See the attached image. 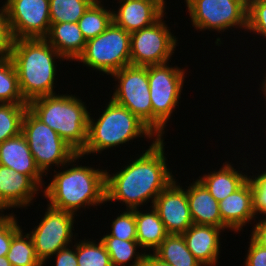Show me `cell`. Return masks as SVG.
Instances as JSON below:
<instances>
[{"mask_svg": "<svg viewBox=\"0 0 266 266\" xmlns=\"http://www.w3.org/2000/svg\"><path fill=\"white\" fill-rule=\"evenodd\" d=\"M164 144V138L153 141L115 174L106 169V203L119 201L126 210H135L151 200L153 206L156 197L175 179L167 167Z\"/></svg>", "mask_w": 266, "mask_h": 266, "instance_id": "obj_1", "label": "cell"}, {"mask_svg": "<svg viewBox=\"0 0 266 266\" xmlns=\"http://www.w3.org/2000/svg\"><path fill=\"white\" fill-rule=\"evenodd\" d=\"M81 157L77 154L59 171L54 170L53 179L50 178V183L41 190L48 199V206L76 216L81 208L101 206L106 202V169L78 165L76 161Z\"/></svg>", "mask_w": 266, "mask_h": 266, "instance_id": "obj_2", "label": "cell"}, {"mask_svg": "<svg viewBox=\"0 0 266 266\" xmlns=\"http://www.w3.org/2000/svg\"><path fill=\"white\" fill-rule=\"evenodd\" d=\"M11 59L18 74L21 93L27 102L41 96L57 94L54 91V81L58 79L55 77L56 59H65L45 38L14 40Z\"/></svg>", "mask_w": 266, "mask_h": 266, "instance_id": "obj_3", "label": "cell"}, {"mask_svg": "<svg viewBox=\"0 0 266 266\" xmlns=\"http://www.w3.org/2000/svg\"><path fill=\"white\" fill-rule=\"evenodd\" d=\"M28 109L80 154L87 143L89 116L79 96L54 94L28 102Z\"/></svg>", "mask_w": 266, "mask_h": 266, "instance_id": "obj_4", "label": "cell"}, {"mask_svg": "<svg viewBox=\"0 0 266 266\" xmlns=\"http://www.w3.org/2000/svg\"><path fill=\"white\" fill-rule=\"evenodd\" d=\"M107 103L98 119L96 118L95 120L89 116L87 143L80 153L83 157L91 153L92 155H97V153H102L103 150H109V148L114 149L116 146L127 144L136 138L138 139V137L149 138V141H152V139L157 141L159 139L129 109L115 103L112 99Z\"/></svg>", "mask_w": 266, "mask_h": 266, "instance_id": "obj_5", "label": "cell"}, {"mask_svg": "<svg viewBox=\"0 0 266 266\" xmlns=\"http://www.w3.org/2000/svg\"><path fill=\"white\" fill-rule=\"evenodd\" d=\"M186 70L169 62L148 66L150 100L153 107V132L159 138L165 134L166 124L179 104Z\"/></svg>", "mask_w": 266, "mask_h": 266, "instance_id": "obj_6", "label": "cell"}, {"mask_svg": "<svg viewBox=\"0 0 266 266\" xmlns=\"http://www.w3.org/2000/svg\"><path fill=\"white\" fill-rule=\"evenodd\" d=\"M21 133L29 144L36 165L45 176L51 166L60 168L78 154L28 108L23 116Z\"/></svg>", "mask_w": 266, "mask_h": 266, "instance_id": "obj_7", "label": "cell"}, {"mask_svg": "<svg viewBox=\"0 0 266 266\" xmlns=\"http://www.w3.org/2000/svg\"><path fill=\"white\" fill-rule=\"evenodd\" d=\"M76 61L94 71L112 75L131 64L130 33L112 22L103 33L87 40Z\"/></svg>", "mask_w": 266, "mask_h": 266, "instance_id": "obj_8", "label": "cell"}, {"mask_svg": "<svg viewBox=\"0 0 266 266\" xmlns=\"http://www.w3.org/2000/svg\"><path fill=\"white\" fill-rule=\"evenodd\" d=\"M196 30H247V0H185Z\"/></svg>", "mask_w": 266, "mask_h": 266, "instance_id": "obj_9", "label": "cell"}, {"mask_svg": "<svg viewBox=\"0 0 266 266\" xmlns=\"http://www.w3.org/2000/svg\"><path fill=\"white\" fill-rule=\"evenodd\" d=\"M117 81L112 100L129 109L153 131L148 66L127 65L111 75Z\"/></svg>", "mask_w": 266, "mask_h": 266, "instance_id": "obj_10", "label": "cell"}, {"mask_svg": "<svg viewBox=\"0 0 266 266\" xmlns=\"http://www.w3.org/2000/svg\"><path fill=\"white\" fill-rule=\"evenodd\" d=\"M164 16L153 25L130 34L131 65L150 66L171 62L178 38L163 21Z\"/></svg>", "mask_w": 266, "mask_h": 266, "instance_id": "obj_11", "label": "cell"}, {"mask_svg": "<svg viewBox=\"0 0 266 266\" xmlns=\"http://www.w3.org/2000/svg\"><path fill=\"white\" fill-rule=\"evenodd\" d=\"M46 206V212L40 223L29 232L36 257L43 265H46V261L54 257L59 250L74 244L72 240L76 241L73 235L75 214Z\"/></svg>", "mask_w": 266, "mask_h": 266, "instance_id": "obj_12", "label": "cell"}, {"mask_svg": "<svg viewBox=\"0 0 266 266\" xmlns=\"http://www.w3.org/2000/svg\"><path fill=\"white\" fill-rule=\"evenodd\" d=\"M4 3L14 40L48 35L51 26L49 0H5Z\"/></svg>", "mask_w": 266, "mask_h": 266, "instance_id": "obj_13", "label": "cell"}, {"mask_svg": "<svg viewBox=\"0 0 266 266\" xmlns=\"http://www.w3.org/2000/svg\"><path fill=\"white\" fill-rule=\"evenodd\" d=\"M153 208L158 212L168 234H183L194 224L186 189L176 179L156 197Z\"/></svg>", "mask_w": 266, "mask_h": 266, "instance_id": "obj_14", "label": "cell"}, {"mask_svg": "<svg viewBox=\"0 0 266 266\" xmlns=\"http://www.w3.org/2000/svg\"><path fill=\"white\" fill-rule=\"evenodd\" d=\"M117 3L118 10H112L113 23L130 34L153 25L166 14L163 0H118Z\"/></svg>", "mask_w": 266, "mask_h": 266, "instance_id": "obj_15", "label": "cell"}, {"mask_svg": "<svg viewBox=\"0 0 266 266\" xmlns=\"http://www.w3.org/2000/svg\"><path fill=\"white\" fill-rule=\"evenodd\" d=\"M40 190L28 175L0 165V213L16 207L26 209Z\"/></svg>", "mask_w": 266, "mask_h": 266, "instance_id": "obj_16", "label": "cell"}, {"mask_svg": "<svg viewBox=\"0 0 266 266\" xmlns=\"http://www.w3.org/2000/svg\"><path fill=\"white\" fill-rule=\"evenodd\" d=\"M218 203L222 223L230 231L239 232L246 224L256 221L254 193L250 179Z\"/></svg>", "mask_w": 266, "mask_h": 266, "instance_id": "obj_17", "label": "cell"}, {"mask_svg": "<svg viewBox=\"0 0 266 266\" xmlns=\"http://www.w3.org/2000/svg\"><path fill=\"white\" fill-rule=\"evenodd\" d=\"M0 165L28 175L42 190L44 174L36 165L29 144L22 133L0 144ZM43 176V177H42Z\"/></svg>", "mask_w": 266, "mask_h": 266, "instance_id": "obj_18", "label": "cell"}, {"mask_svg": "<svg viewBox=\"0 0 266 266\" xmlns=\"http://www.w3.org/2000/svg\"><path fill=\"white\" fill-rule=\"evenodd\" d=\"M225 231L212 225L190 226L183 234L186 246L203 266H216L220 252V232Z\"/></svg>", "mask_w": 266, "mask_h": 266, "instance_id": "obj_19", "label": "cell"}, {"mask_svg": "<svg viewBox=\"0 0 266 266\" xmlns=\"http://www.w3.org/2000/svg\"><path fill=\"white\" fill-rule=\"evenodd\" d=\"M190 184L186 189V194L193 223L228 230L222 223L218 201L198 179Z\"/></svg>", "mask_w": 266, "mask_h": 266, "instance_id": "obj_20", "label": "cell"}, {"mask_svg": "<svg viewBox=\"0 0 266 266\" xmlns=\"http://www.w3.org/2000/svg\"><path fill=\"white\" fill-rule=\"evenodd\" d=\"M48 43L67 61H76L84 51L86 39L78 23H51Z\"/></svg>", "mask_w": 266, "mask_h": 266, "instance_id": "obj_21", "label": "cell"}, {"mask_svg": "<svg viewBox=\"0 0 266 266\" xmlns=\"http://www.w3.org/2000/svg\"><path fill=\"white\" fill-rule=\"evenodd\" d=\"M249 176L233 167L230 162L223 163L219 170L210 171L199 176V181L206 187L209 193L218 201H222L228 195L239 189Z\"/></svg>", "mask_w": 266, "mask_h": 266, "instance_id": "obj_22", "label": "cell"}, {"mask_svg": "<svg viewBox=\"0 0 266 266\" xmlns=\"http://www.w3.org/2000/svg\"><path fill=\"white\" fill-rule=\"evenodd\" d=\"M146 212V213H144ZM140 211L135 209L137 242L141 246V249L149 253L150 250L154 252L162 241L166 238L168 233L165 230L164 224L160 219L158 212L153 208L149 211Z\"/></svg>", "mask_w": 266, "mask_h": 266, "instance_id": "obj_23", "label": "cell"}, {"mask_svg": "<svg viewBox=\"0 0 266 266\" xmlns=\"http://www.w3.org/2000/svg\"><path fill=\"white\" fill-rule=\"evenodd\" d=\"M153 254L172 266H203L187 248L182 234H168Z\"/></svg>", "mask_w": 266, "mask_h": 266, "instance_id": "obj_24", "label": "cell"}, {"mask_svg": "<svg viewBox=\"0 0 266 266\" xmlns=\"http://www.w3.org/2000/svg\"><path fill=\"white\" fill-rule=\"evenodd\" d=\"M100 239L110 255L112 266H142L146 253L137 251V248H141L137 240L126 241L115 237H102ZM130 261L132 264H129Z\"/></svg>", "mask_w": 266, "mask_h": 266, "instance_id": "obj_25", "label": "cell"}, {"mask_svg": "<svg viewBox=\"0 0 266 266\" xmlns=\"http://www.w3.org/2000/svg\"><path fill=\"white\" fill-rule=\"evenodd\" d=\"M101 2L95 0L77 22L86 41L103 33L113 22L111 8H105Z\"/></svg>", "mask_w": 266, "mask_h": 266, "instance_id": "obj_26", "label": "cell"}, {"mask_svg": "<svg viewBox=\"0 0 266 266\" xmlns=\"http://www.w3.org/2000/svg\"><path fill=\"white\" fill-rule=\"evenodd\" d=\"M0 103L28 104L21 93L18 74L11 57L0 59Z\"/></svg>", "mask_w": 266, "mask_h": 266, "instance_id": "obj_27", "label": "cell"}, {"mask_svg": "<svg viewBox=\"0 0 266 266\" xmlns=\"http://www.w3.org/2000/svg\"><path fill=\"white\" fill-rule=\"evenodd\" d=\"M22 231L21 228L13 236L6 258L12 266H43L36 257L31 235L29 233L25 234Z\"/></svg>", "mask_w": 266, "mask_h": 266, "instance_id": "obj_28", "label": "cell"}, {"mask_svg": "<svg viewBox=\"0 0 266 266\" xmlns=\"http://www.w3.org/2000/svg\"><path fill=\"white\" fill-rule=\"evenodd\" d=\"M95 0H49L51 23H77Z\"/></svg>", "mask_w": 266, "mask_h": 266, "instance_id": "obj_29", "label": "cell"}, {"mask_svg": "<svg viewBox=\"0 0 266 266\" xmlns=\"http://www.w3.org/2000/svg\"><path fill=\"white\" fill-rule=\"evenodd\" d=\"M76 258L78 266H112L110 255L100 239H84L76 242Z\"/></svg>", "mask_w": 266, "mask_h": 266, "instance_id": "obj_30", "label": "cell"}, {"mask_svg": "<svg viewBox=\"0 0 266 266\" xmlns=\"http://www.w3.org/2000/svg\"><path fill=\"white\" fill-rule=\"evenodd\" d=\"M28 104L0 103V144L21 133L23 116Z\"/></svg>", "mask_w": 266, "mask_h": 266, "instance_id": "obj_31", "label": "cell"}, {"mask_svg": "<svg viewBox=\"0 0 266 266\" xmlns=\"http://www.w3.org/2000/svg\"><path fill=\"white\" fill-rule=\"evenodd\" d=\"M110 229V233L103 237H115L126 241L137 240L135 210H125L120 215L118 213Z\"/></svg>", "mask_w": 266, "mask_h": 266, "instance_id": "obj_32", "label": "cell"}, {"mask_svg": "<svg viewBox=\"0 0 266 266\" xmlns=\"http://www.w3.org/2000/svg\"><path fill=\"white\" fill-rule=\"evenodd\" d=\"M246 31L266 38V0H247Z\"/></svg>", "mask_w": 266, "mask_h": 266, "instance_id": "obj_33", "label": "cell"}, {"mask_svg": "<svg viewBox=\"0 0 266 266\" xmlns=\"http://www.w3.org/2000/svg\"><path fill=\"white\" fill-rule=\"evenodd\" d=\"M16 214L0 213V257L6 256L10 249L13 236L21 229Z\"/></svg>", "mask_w": 266, "mask_h": 266, "instance_id": "obj_34", "label": "cell"}, {"mask_svg": "<svg viewBox=\"0 0 266 266\" xmlns=\"http://www.w3.org/2000/svg\"><path fill=\"white\" fill-rule=\"evenodd\" d=\"M249 179L254 193L255 215L262 214L261 219H266V170L255 176L249 175Z\"/></svg>", "mask_w": 266, "mask_h": 266, "instance_id": "obj_35", "label": "cell"}, {"mask_svg": "<svg viewBox=\"0 0 266 266\" xmlns=\"http://www.w3.org/2000/svg\"><path fill=\"white\" fill-rule=\"evenodd\" d=\"M14 38L6 11L0 7V59L11 57Z\"/></svg>", "mask_w": 266, "mask_h": 266, "instance_id": "obj_36", "label": "cell"}, {"mask_svg": "<svg viewBox=\"0 0 266 266\" xmlns=\"http://www.w3.org/2000/svg\"><path fill=\"white\" fill-rule=\"evenodd\" d=\"M247 251L245 266H266V249L256 244L251 238Z\"/></svg>", "mask_w": 266, "mask_h": 266, "instance_id": "obj_37", "label": "cell"}, {"mask_svg": "<svg viewBox=\"0 0 266 266\" xmlns=\"http://www.w3.org/2000/svg\"><path fill=\"white\" fill-rule=\"evenodd\" d=\"M73 243H75L74 246L73 244L72 247L69 245L54 254V256L56 255V266H78L76 258V242Z\"/></svg>", "mask_w": 266, "mask_h": 266, "instance_id": "obj_38", "label": "cell"}, {"mask_svg": "<svg viewBox=\"0 0 266 266\" xmlns=\"http://www.w3.org/2000/svg\"><path fill=\"white\" fill-rule=\"evenodd\" d=\"M251 230V239L261 246L262 248L266 249V219L260 218L256 224L252 227Z\"/></svg>", "mask_w": 266, "mask_h": 266, "instance_id": "obj_39", "label": "cell"}, {"mask_svg": "<svg viewBox=\"0 0 266 266\" xmlns=\"http://www.w3.org/2000/svg\"><path fill=\"white\" fill-rule=\"evenodd\" d=\"M142 266H172L171 264L165 263L157 258L153 253H146Z\"/></svg>", "mask_w": 266, "mask_h": 266, "instance_id": "obj_40", "label": "cell"}, {"mask_svg": "<svg viewBox=\"0 0 266 266\" xmlns=\"http://www.w3.org/2000/svg\"><path fill=\"white\" fill-rule=\"evenodd\" d=\"M0 266H12V265L9 262V260L6 258V256H4L0 257Z\"/></svg>", "mask_w": 266, "mask_h": 266, "instance_id": "obj_41", "label": "cell"}, {"mask_svg": "<svg viewBox=\"0 0 266 266\" xmlns=\"http://www.w3.org/2000/svg\"><path fill=\"white\" fill-rule=\"evenodd\" d=\"M261 89H262V92L264 94V98L266 99V73H265V77L263 79V81L261 82Z\"/></svg>", "mask_w": 266, "mask_h": 266, "instance_id": "obj_42", "label": "cell"}]
</instances>
